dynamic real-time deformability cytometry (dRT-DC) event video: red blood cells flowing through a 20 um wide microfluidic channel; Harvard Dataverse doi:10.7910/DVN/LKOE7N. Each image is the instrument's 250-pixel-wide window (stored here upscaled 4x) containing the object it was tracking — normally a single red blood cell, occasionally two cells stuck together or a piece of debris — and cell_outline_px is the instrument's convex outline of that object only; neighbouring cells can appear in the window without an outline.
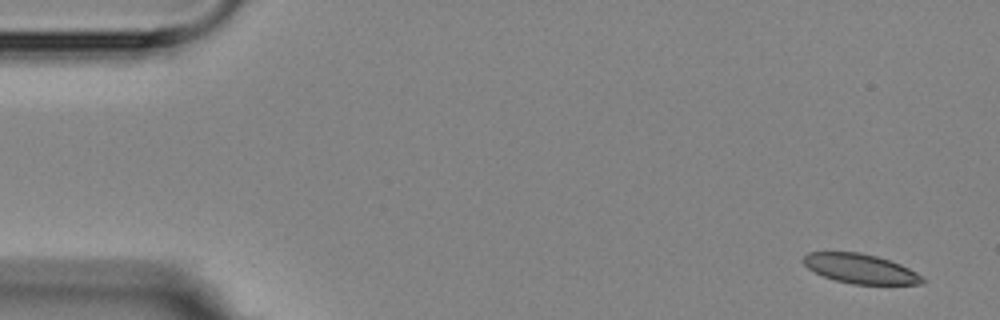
{"species": "Egyptian fruit bat (a non-hibernating species)", "species_latin": "Rousettus aegyptiacus", "temperature_condition": "room temperature", "stored_images_in_passage": 4, "camera_frame_rate_fps": 3000, "um_per_image_px": 0.085, "animal": {"sex": "female"}, "frame": {"image": 1, "passage_image": 1, "time_ms": 0.0, "image_size_px": [1000, 320], "cell_outline_px": [[924, 284], [852, 284], [836, 280], [824, 276], [808, 268], [800, 260], [808, 252], [860, 252], [876, 256], [900, 264], [916, 272], [924, 280]], "centroid_in_image_um": [73.1, 22.83], "position_along_channel_um": 11.9, "area_um2": 20.29}}